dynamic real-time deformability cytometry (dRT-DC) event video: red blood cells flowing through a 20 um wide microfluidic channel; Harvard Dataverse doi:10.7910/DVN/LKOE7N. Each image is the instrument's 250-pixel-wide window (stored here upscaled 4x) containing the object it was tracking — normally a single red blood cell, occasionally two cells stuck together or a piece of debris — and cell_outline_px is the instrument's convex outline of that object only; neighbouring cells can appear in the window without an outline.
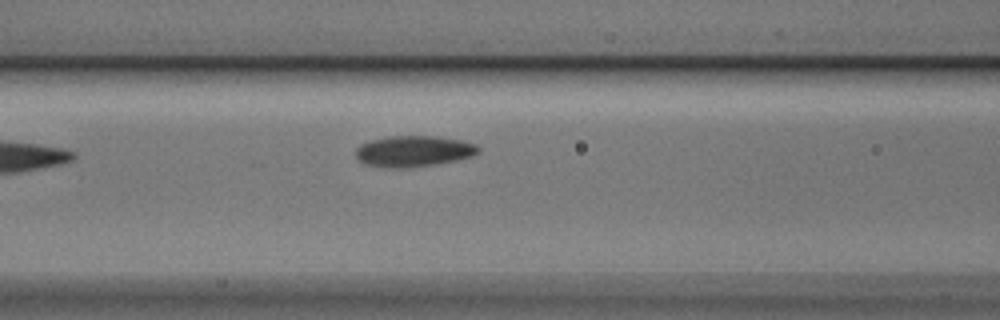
{"species": "Egyptian fruit bat (a non-hibernating species)", "species_latin": "Rousettus aegyptiacus", "temperature_condition": "cold", "stored_images_in_passage": 4, "camera_frame_rate_fps": 3000, "um_per_image_px": 0.085, "animal": {"sex": "male"}, "frame": {"image": 1, "passage_image": 4, "time_ms": 1.0, "image_size_px": [1000, 320], "cell_outline_px": [[480, 152], [472, 156], [456, 160], [408, 168], [388, 168], [364, 164], [356, 160], [356, 148], [360, 144], [372, 140], [388, 136], [436, 136], [460, 140], [476, 144], [480, 148]], "centroid_in_image_um": [35.13, 12.85], "position_along_channel_um": 131.5, "area_um2": 22.25}}